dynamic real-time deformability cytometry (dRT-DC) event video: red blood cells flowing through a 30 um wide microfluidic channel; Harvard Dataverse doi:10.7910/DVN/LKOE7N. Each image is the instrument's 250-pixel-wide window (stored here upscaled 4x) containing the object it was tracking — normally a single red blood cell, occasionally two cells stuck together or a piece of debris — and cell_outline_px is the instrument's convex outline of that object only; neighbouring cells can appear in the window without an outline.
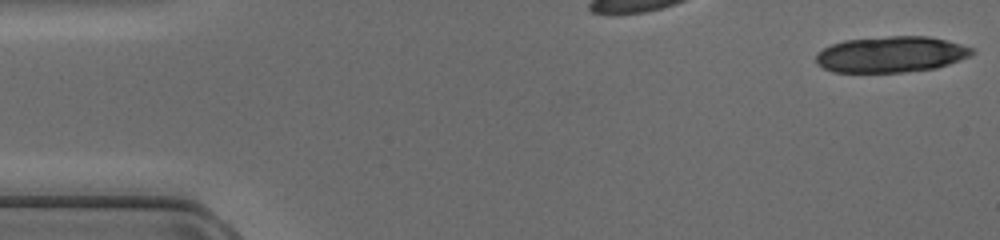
{"species": "common noctule bat (a hibernating species)", "species_latin": "Nyctalus noctula", "temperature_condition": "cold", "stored_images_in_passage": 31, "camera_frame_rate_fps": 3000, "um_per_image_px": 0.085, "animal": {"sex": "female", "body_mass_g": 17.0, "forearm_length_mm": 48.0}, "frame": {"image": 1, "passage_image": 1, "time_ms": 0.0, "image_size_px": [1000, 240], "cell_outline_px": [[976, 52], [972, 56], [936, 68], [904, 72], [832, 72], [816, 64], [816, 52], [832, 44], [844, 40], [888, 36], [928, 36], [960, 44], [972, 48]], "centroid_in_image_um": [75.73, 4.62], "position_along_channel_um": 9.3, "area_um2": 32.83}}
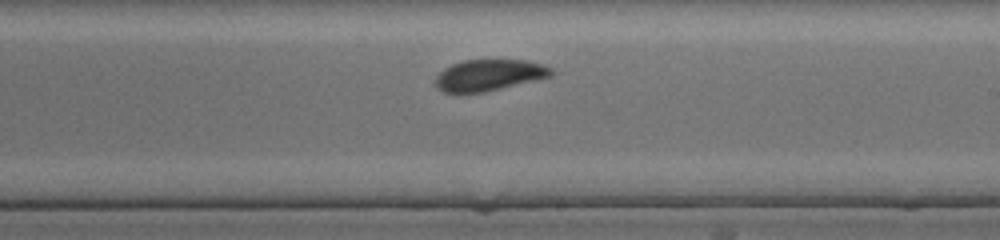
{"frame": {"image": 2, "passage_image": 20, "time_ms": 6.333, "image_size_px": [1000, 240], "cell_outline_px": [[552, 76], [484, 92], [460, 96], [456, 96], [444, 92], [436, 88], [436, 76], [444, 68], [452, 64], [464, 60], [528, 60], [552, 68]], "centroid_in_image_um": [41.49, 6.42], "position_along_channel_um": 247.5, "area_um2": 21.5}}
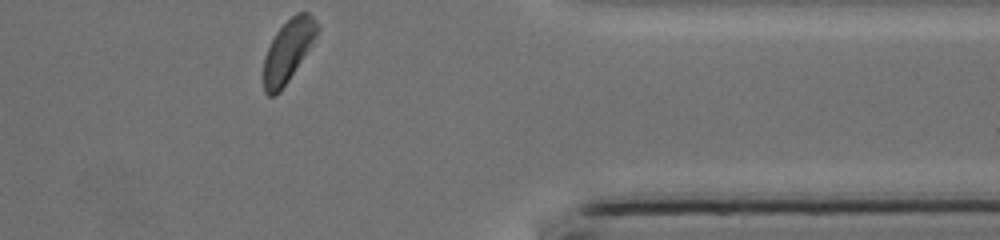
{"frame": {"image": 3, "passage_image": 31, "time_ms": 10.0, "image_size_px": [1000, 240], "cell_outline_px": [[320, 28], [312, 44], [280, 92], [276, 96], [268, 96], [264, 92], [264, 56], [276, 32], [296, 12], [308, 12], [316, 20]], "centroid_in_image_um": [24.49, 4.31], "position_along_channel_um": 386.9, "area_um2": 19.13}}